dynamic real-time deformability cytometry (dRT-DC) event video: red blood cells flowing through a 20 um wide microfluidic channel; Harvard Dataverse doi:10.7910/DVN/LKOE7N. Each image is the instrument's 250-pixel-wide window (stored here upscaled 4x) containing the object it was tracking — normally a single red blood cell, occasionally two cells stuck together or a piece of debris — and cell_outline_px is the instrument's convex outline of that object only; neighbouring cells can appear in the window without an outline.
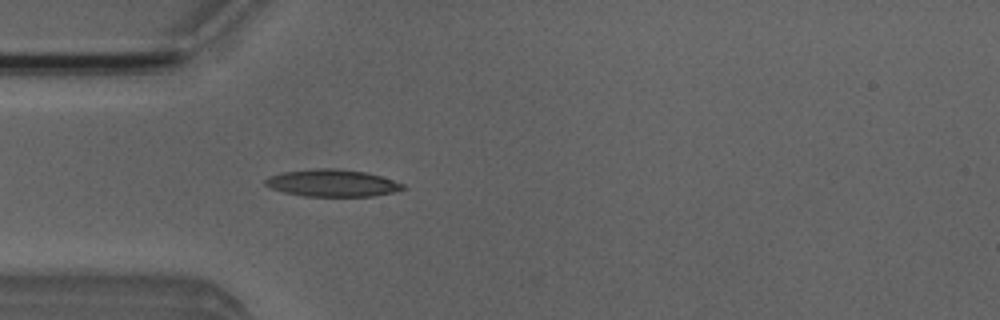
{"species": "Egyptian fruit bat (a non-hibernating species)", "species_latin": "Rousettus aegyptiacus", "temperature_condition": "room temperature", "stored_images_in_passage": 4, "camera_frame_rate_fps": 3000, "um_per_image_px": 0.085, "animal": {"sex": "male"}, "frame": {"image": 1, "passage_image": 4, "time_ms": 4.333, "image_size_px": [1000, 320], "cell_outline_px": [[408, 188], [392, 192], [372, 196], [304, 196], [284, 192], [272, 188], [264, 184], [264, 180], [268, 176], [284, 172], [316, 168], [336, 168], [364, 172], [380, 176], [404, 184]], "centroid_in_image_um": [28.23, 15.56], "position_along_channel_um": 56.8, "area_um2": 21.62}}